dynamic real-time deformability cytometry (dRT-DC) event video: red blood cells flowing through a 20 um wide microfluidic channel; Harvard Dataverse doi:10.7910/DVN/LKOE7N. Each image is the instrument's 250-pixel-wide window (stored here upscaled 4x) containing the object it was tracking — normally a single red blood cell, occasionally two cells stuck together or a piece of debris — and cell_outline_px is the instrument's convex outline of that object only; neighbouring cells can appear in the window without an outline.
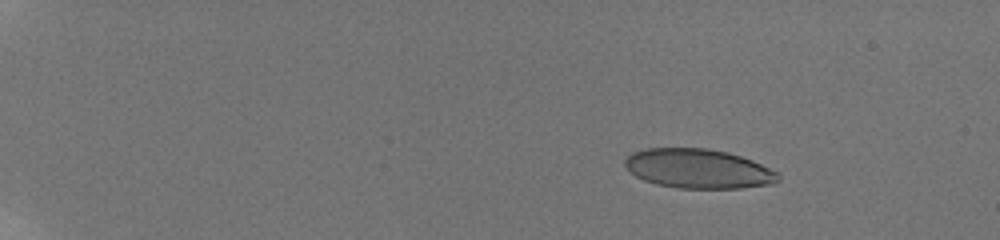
{"species": "human", "species_latin": "Homo sapiens", "temperature_condition": "room temperature", "stored_images_in_passage": 26, "camera_frame_rate_fps": 3000, "um_per_image_px": 0.085, "donor": {"sex": "male"}, "frame": {"image": 1, "passage_image": 4, "time_ms": 0.667, "image_size_px": [1000, 240], "cell_outline_px": [[780, 180], [776, 184], [740, 188], [676, 188], [656, 184], [644, 180], [636, 176], [624, 164], [624, 160], [632, 152], [648, 148], [708, 148], [728, 152], [752, 160], [776, 172], [780, 176]], "centroid_in_image_um": [59.37, 14.34], "position_along_channel_um": 25.6, "area_um2": 35.2}}
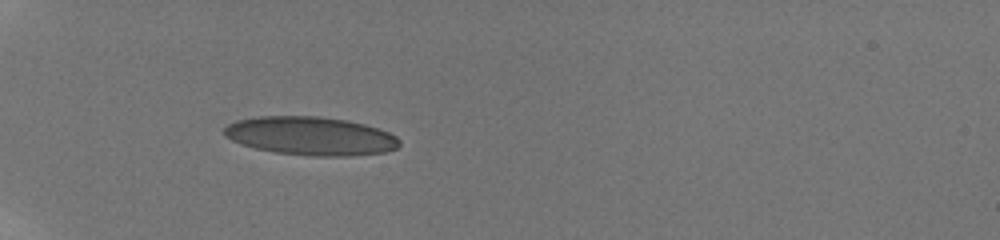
{"frame": {"image": 2, "passage_image": 25, "time_ms": 4.667, "image_size_px": [1000, 240], "cell_outline_px": [[400, 144], [396, 148], [384, 152], [348, 156], [312, 156], [276, 152], [256, 148], [240, 144], [224, 136], [224, 128], [228, 124], [236, 120], [260, 116], [320, 116], [348, 120], [364, 124], [388, 132], [396, 136], [400, 140]], "centroid_in_image_um": [26.39, 11.55], "position_along_channel_um": 58.6, "area_um2": 39.3}}